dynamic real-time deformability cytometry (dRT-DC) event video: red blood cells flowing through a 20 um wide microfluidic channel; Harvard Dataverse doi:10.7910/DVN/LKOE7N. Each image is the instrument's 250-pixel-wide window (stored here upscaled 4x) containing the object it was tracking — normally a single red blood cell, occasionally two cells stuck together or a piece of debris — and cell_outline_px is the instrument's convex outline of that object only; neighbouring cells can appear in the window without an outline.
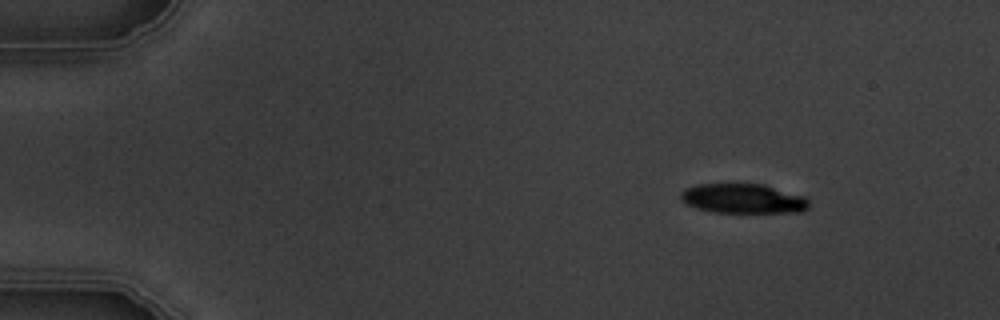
{"species": "common noctule bat (a hibernating species)", "species_latin": "Nyctalus noctula", "temperature_condition": "warm", "stored_images_in_passage": 8, "camera_frame_rate_fps": 3000, "um_per_image_px": 0.085, "animal": {"sex": "male", "body_mass_g": 19.5, "forearm_length_mm": 54.6}, "frame": {"image": 1, "passage_image": 2, "time_ms": 1.0, "image_size_px": [1000, 320], "cell_outline_px": [[808, 208], [804, 212], [712, 212], [696, 208], [680, 200], [680, 192], [684, 188], [696, 184], [764, 184], [804, 196], [808, 200]], "centroid_in_image_um": [63.14, 16.87], "position_along_channel_um": 21.9, "area_um2": 22.2}}
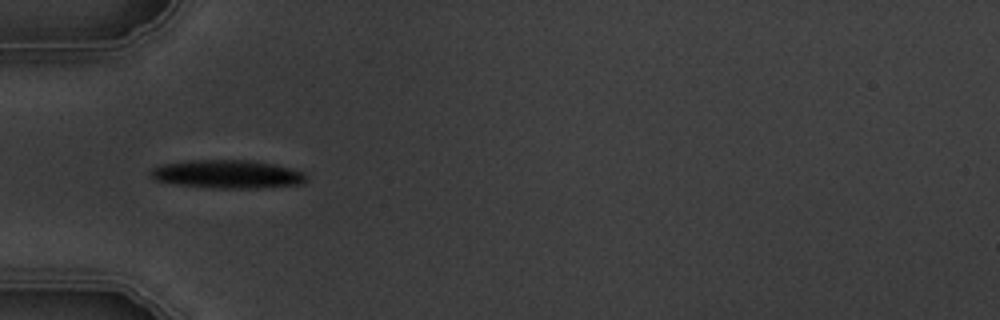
{"frame": {"image": 2, "passage_image": 5, "time_ms": 4.667, "image_size_px": [1000, 320], "cell_outline_px": [[308, 180], [300, 184], [260, 188], [212, 188], [176, 184], [156, 180], [148, 176], [152, 168], [160, 164], [188, 160], [252, 160], [276, 164], [304, 172], [308, 176]], "centroid_in_image_um": [19.33, 14.8], "position_along_channel_um": 65.7, "area_um2": 26.01}}
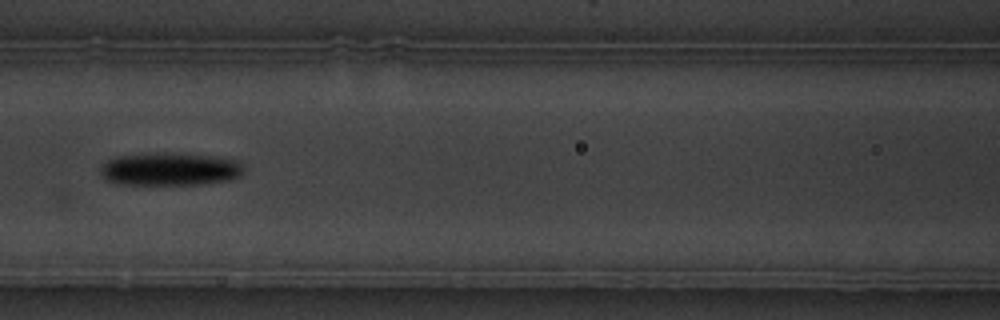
{"frame": {"image": 3, "passage_image": 7, "time_ms": 7.0, "image_size_px": [1000, 320], "cell_outline_px": [[244, 172], [240, 176], [232, 180], [196, 184], [124, 184], [104, 180], [100, 172], [100, 168], [108, 160], [120, 156], [156, 152], [180, 152], [216, 156], [236, 160], [244, 168]], "centroid_in_image_um": [14.48, 14.35], "position_along_channel_um": 152.1, "area_um2": 27.8}}